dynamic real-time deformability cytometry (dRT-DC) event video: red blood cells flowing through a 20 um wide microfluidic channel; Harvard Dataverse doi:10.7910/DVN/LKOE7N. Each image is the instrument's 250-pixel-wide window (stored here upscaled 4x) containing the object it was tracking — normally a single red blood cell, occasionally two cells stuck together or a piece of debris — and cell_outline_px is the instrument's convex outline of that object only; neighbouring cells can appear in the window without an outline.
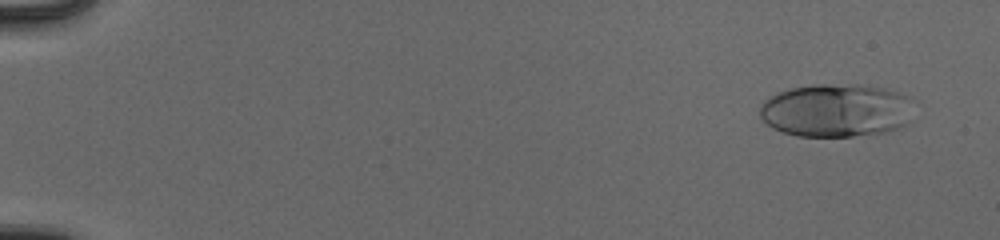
{"species": "human", "species_latin": "Homo sapiens", "temperature_condition": "cold", "stored_images_in_passage": 54, "camera_frame_rate_fps": 3000, "um_per_image_px": 0.085, "donor": {"sex": "male"}, "frame": {"image": 1, "passage_image": 4, "time_ms": 1.0, "image_size_px": [1000, 240], "cell_outline_px": [[908, 124], [884, 132], [852, 136], [796, 136], [772, 128], [760, 116], [760, 108], [764, 100], [780, 92], [792, 88], [812, 84], [856, 84], [884, 88], [896, 92], [904, 96], [908, 120]], "centroid_in_image_um": [70.97, 9.38], "position_along_channel_um": 14.0, "area_um2": 46.88}}
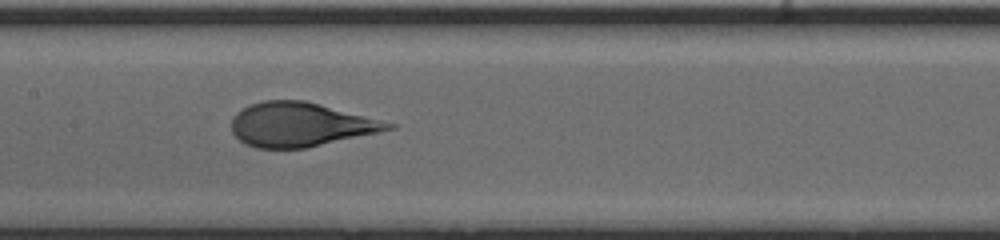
{"frame": {"image": 2, "passage_image": 29, "time_ms": 9.333, "image_size_px": [1000, 240], "cell_outline_px": [[396, 128], [304, 148], [256, 148], [244, 144], [232, 132], [232, 116], [236, 112], [248, 104], [264, 100], [304, 100], [320, 104], [396, 124]], "centroid_in_image_um": [25.47, 10.58], "position_along_channel_um": 181.9, "area_um2": 39.94}}
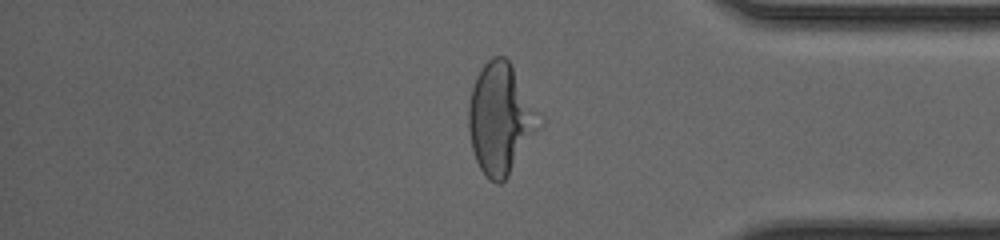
{"frame": {"image": 3, "passage_image": 46, "time_ms": 15.0, "image_size_px": [1000, 240], "cell_outline_px": [[544, 124], [508, 176], [500, 184], [496, 184], [480, 168], [476, 160], [472, 148], [468, 128], [468, 108], [472, 88], [476, 76], [484, 64], [492, 56], [504, 56], [508, 60], [544, 116]], "centroid_in_image_um": [42.6, 10.08], "position_along_channel_um": 392.6, "area_um2": 46.12}, "authors_computed_cell_mechanics": {"area_um2": 42.7142, "velocity_mm_per_s": 3.9672, "shape_relaxation_time_tau1_ms": 4.4547, "shape_relaxation_time_tau2_ms": null, "deformation_change_tau1": 0.2185, "deformation_change_tau2": null}}